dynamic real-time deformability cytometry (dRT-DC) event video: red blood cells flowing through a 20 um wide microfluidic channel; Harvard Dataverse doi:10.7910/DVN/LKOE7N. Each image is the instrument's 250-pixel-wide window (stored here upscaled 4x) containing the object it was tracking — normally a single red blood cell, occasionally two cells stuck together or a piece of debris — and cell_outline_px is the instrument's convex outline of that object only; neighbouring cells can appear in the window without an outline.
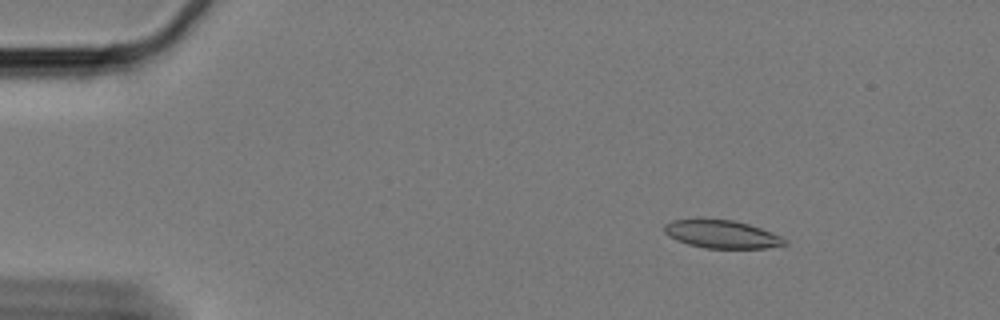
{"species": "Egyptian fruit bat (a non-hibernating species)", "species_latin": "Rousettus aegyptiacus", "temperature_condition": "cold", "stored_images_in_passage": 56, "camera_frame_rate_fps": 3000, "um_per_image_px": 0.085, "animal": {"sex": "female"}, "frame": {"image": 1, "passage_image": 3, "time_ms": 0.667, "image_size_px": [1000, 320], "cell_outline_px": [[788, 244], [768, 248], [704, 248], [688, 244], [676, 240], [668, 236], [664, 232], [664, 224], [672, 220], [732, 220], [748, 224], [760, 228], [780, 236], [788, 240]], "centroid_in_image_um": [61.36, 19.93], "position_along_channel_um": 23.6, "area_um2": 19.42}}
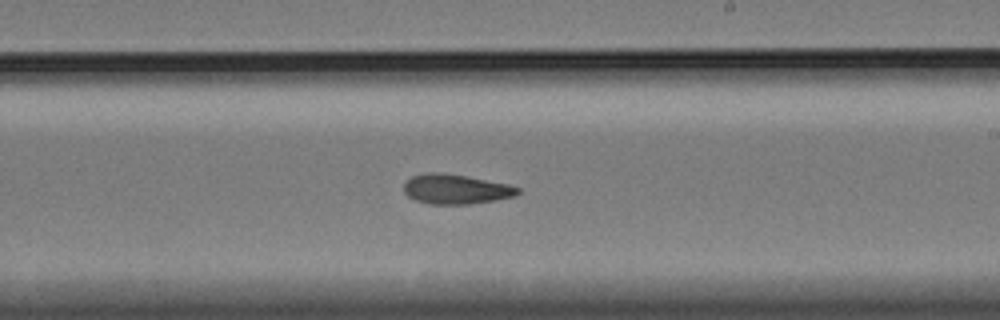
{"frame": {"image": 2, "passage_image": 31, "time_ms": 10.0, "image_size_px": [1000, 320], "cell_outline_px": [[520, 192], [516, 196], [496, 200], [468, 204], [428, 204], [416, 200], [408, 196], [404, 192], [404, 184], [412, 176], [428, 172], [440, 172], [464, 176], [508, 184], [520, 188]], "centroid_in_image_um": [38.75, 16.08], "position_along_channel_um": 250.3, "area_um2": 19.65}}
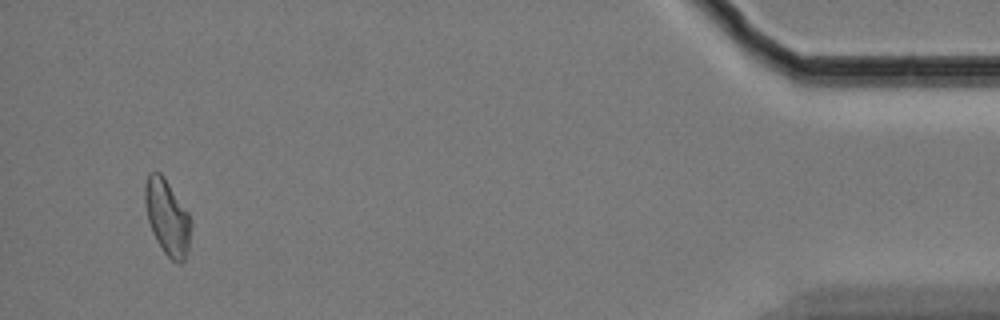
{"frame": {"image": 3, "passage_image": 53, "time_ms": 17.333, "image_size_px": [1000, 320], "cell_outline_px": [[192, 224], [188, 248], [184, 260], [180, 264], [172, 260], [164, 252], [156, 240], [152, 232], [148, 220], [144, 200], [144, 184], [148, 176], [152, 172], [160, 172], [164, 176], [188, 212]], "centroid_in_image_um": [14.21, 18.46], "position_along_channel_um": 421.0, "area_um2": 20.17}, "authors_computed_cell_mechanics": {"area_um2": 19.941, "velocity_mm_per_s": 3.2778, "shape_relaxation_time_tau1_ms": null, "shape_relaxation_time_tau2_ms": 4.115, "deformation_change_tau1": null, "deformation_change_tau2": 0.0981}}